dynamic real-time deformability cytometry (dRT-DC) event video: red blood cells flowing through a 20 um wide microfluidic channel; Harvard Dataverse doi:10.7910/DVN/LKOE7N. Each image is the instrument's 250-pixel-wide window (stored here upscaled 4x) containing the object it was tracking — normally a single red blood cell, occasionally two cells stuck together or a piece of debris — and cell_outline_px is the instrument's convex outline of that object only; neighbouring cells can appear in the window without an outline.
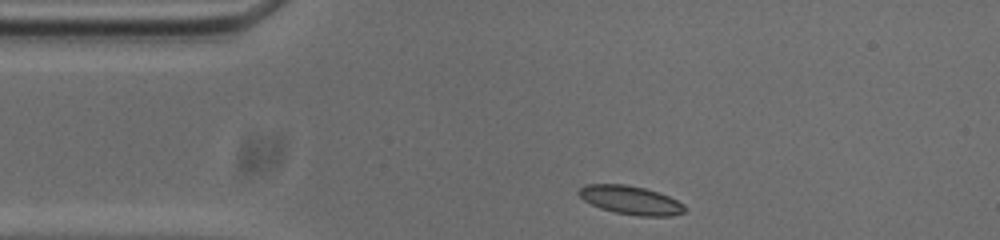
{"species": "common noctule bat (a hibernating species)", "species_latin": "Nyctalus noctula", "temperature_condition": "cold", "stored_images_in_passage": 45, "camera_frame_rate_fps": 3000, "um_per_image_px": 0.085, "animal": {"sex": "male", "body_mass_g": 20.0, "forearm_length_mm": 53.3}, "frame": {"image": 1, "passage_image": 1, "time_ms": 0.0, "image_size_px": [1000, 240], "cell_outline_px": [[684, 212], [672, 216], [640, 216], [616, 212], [600, 208], [584, 200], [576, 192], [584, 184], [624, 184], [644, 188], [668, 196], [684, 204]], "centroid_in_image_um": [53.58, 17.01], "position_along_channel_um": 31.4, "area_um2": 17.46}}
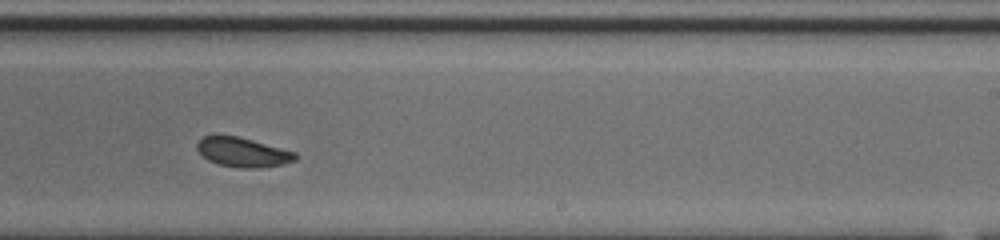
{"frame": {"image": 2, "passage_image": 23, "time_ms": 7.333, "image_size_px": [1000, 240], "cell_outline_px": [[296, 160], [284, 164], [256, 168], [240, 168], [220, 164], [208, 160], [196, 148], [196, 144], [204, 136], [216, 132], [236, 136], [252, 140], [296, 152]], "centroid_in_image_um": [20.6, 12.91], "position_along_channel_um": 268.4, "area_um2": 16.99}}
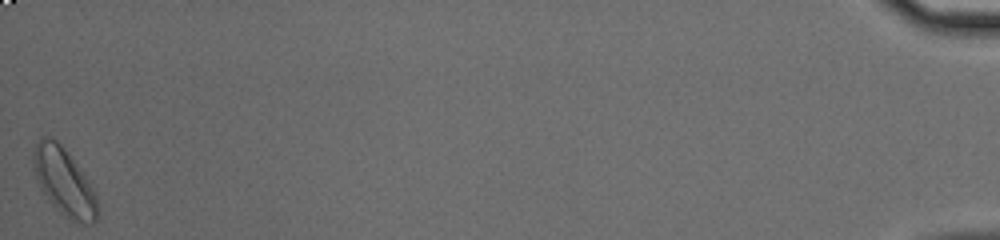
{"frame": {"image": 3, "passage_image": 45, "time_ms": 14.667, "image_size_px": [1000, 240], "cell_outline_px": [[96, 220], [92, 224], [72, 224], [48, 200], [40, 188], [32, 164], [32, 160], [36, 144], [40, 136], [52, 136], [60, 144], [88, 180], [96, 192]], "centroid_in_image_um": [5.43, 15.49], "position_along_channel_um": 429.8, "area_um2": 25.09}, "authors_computed_cell_mechanics": {"area_um2": 17.3978, "velocity_mm_per_s": 3.6953, "shape_relaxation_time_tau1_ms": 2.9411, "shape_relaxation_time_tau2_ms": 4.8966, "deformation_change_tau1": 0.0943, "deformation_change_tau2": 0.1016}}